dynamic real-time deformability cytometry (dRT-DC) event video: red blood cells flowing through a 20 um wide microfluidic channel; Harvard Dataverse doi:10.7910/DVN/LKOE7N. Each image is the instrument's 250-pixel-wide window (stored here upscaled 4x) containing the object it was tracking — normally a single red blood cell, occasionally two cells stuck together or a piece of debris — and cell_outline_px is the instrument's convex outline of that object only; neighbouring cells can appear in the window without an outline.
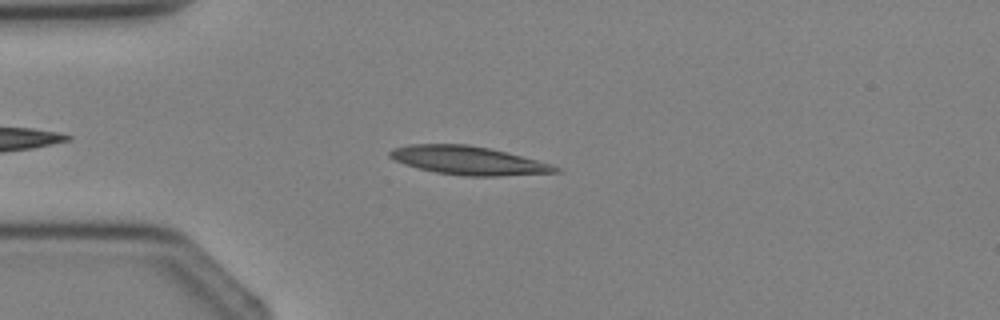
{"species": "Egyptian fruit bat (a non-hibernating species)", "species_latin": "Rousettus aegyptiacus", "temperature_condition": "cold", "stored_images_in_passage": 2, "camera_frame_rate_fps": 3000, "um_per_image_px": 0.085, "animal": {"sex": "female"}, "frame": {"image": 1, "passage_image": 2, "time_ms": 1.0, "image_size_px": [1000, 320], "cell_outline_px": [[560, 172], [500, 176], [464, 176], [436, 172], [404, 164], [388, 156], [388, 152], [392, 148], [408, 144], [468, 144], [488, 148], [552, 164], [560, 168]], "centroid_in_image_um": [39.78, 13.64], "position_along_channel_um": 45.2, "area_um2": 27.28}}